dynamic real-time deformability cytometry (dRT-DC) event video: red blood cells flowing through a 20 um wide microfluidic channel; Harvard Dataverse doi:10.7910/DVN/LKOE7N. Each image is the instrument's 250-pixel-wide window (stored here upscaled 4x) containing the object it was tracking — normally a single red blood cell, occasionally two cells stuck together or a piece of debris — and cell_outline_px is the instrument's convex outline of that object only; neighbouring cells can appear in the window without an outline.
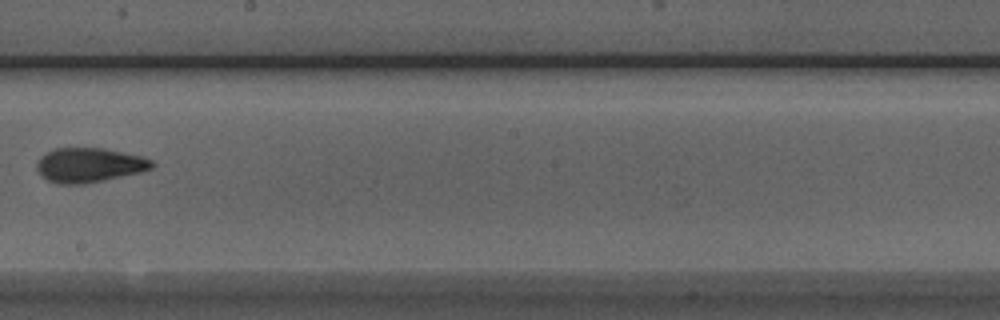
{"species": "Egyptian fruit bat (a non-hibernating species)", "species_latin": "Rousettus aegyptiacus", "temperature_condition": "room temperature", "stored_images_in_passage": 10, "camera_frame_rate_fps": 3000, "um_per_image_px": 0.085, "animal": {"sex": "male"}, "frame": {"image": 1, "passage_image": 9, "time_ms": 10.667, "image_size_px": [1000, 320], "cell_outline_px": [[156, 164], [152, 168], [140, 172], [104, 180], [84, 184], [56, 184], [40, 176], [36, 168], [36, 164], [40, 156], [44, 152], [56, 148], [104, 148], [140, 156], [152, 160]], "centroid_in_image_um": [7.54, 14.03], "position_along_channel_um": 240.7, "area_um2": 23.29}}
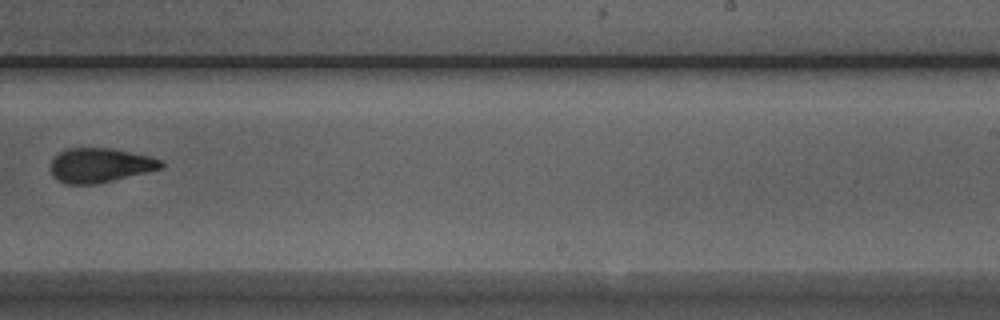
{"frame": {"image": 2, "passage_image": 10, "time_ms": 11.667, "image_size_px": [1000, 320], "cell_outline_px": [[164, 168], [96, 184], [64, 184], [56, 180], [52, 176], [48, 168], [48, 164], [60, 152], [68, 148], [112, 148], [148, 156], [160, 160], [164, 164]], "centroid_in_image_um": [8.44, 14.06], "position_along_channel_um": 280.6, "area_um2": 22.31}}